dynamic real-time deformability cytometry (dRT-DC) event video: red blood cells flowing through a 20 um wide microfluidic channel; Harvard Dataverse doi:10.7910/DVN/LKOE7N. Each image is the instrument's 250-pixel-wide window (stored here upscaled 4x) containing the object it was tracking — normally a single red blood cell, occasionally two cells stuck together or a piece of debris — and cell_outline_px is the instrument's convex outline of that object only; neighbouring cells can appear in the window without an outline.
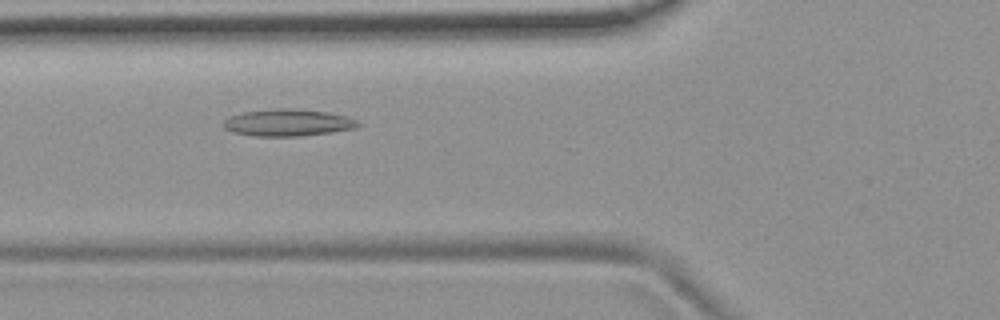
{"species": "common noctule bat (a hibernating species)", "species_latin": "Nyctalus noctula", "temperature_condition": "room temperature", "stored_images_in_passage": 8, "camera_frame_rate_fps": 3000, "um_per_image_px": 0.085, "animal": {"sex": "female", "body_mass_g": 19.9}, "frame": {"image": 1, "passage_image": 3, "time_ms": 0.667, "image_size_px": [1000, 320], "cell_outline_px": [[360, 124], [352, 128], [328, 132], [300, 136], [256, 136], [232, 132], [224, 128], [224, 120], [228, 116], [240, 112], [276, 108], [284, 108], [324, 112], [348, 116], [356, 120]], "centroid_in_image_um": [24.38, 10.42], "position_along_channel_um": 101.4, "area_um2": 20.87}}
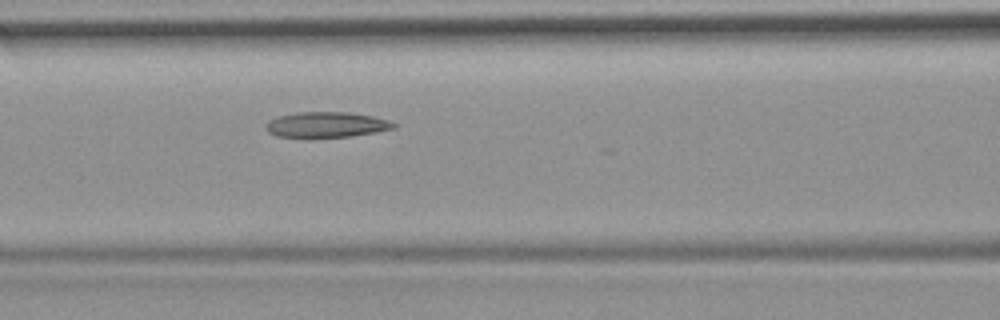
{"frame": {"image": 2, "passage_image": 6, "time_ms": 1.667, "image_size_px": [1000, 320], "cell_outline_px": [[396, 128], [376, 132], [348, 136], [308, 140], [276, 136], [268, 132], [264, 128], [268, 120], [276, 116], [296, 112], [348, 112], [372, 116], [388, 120], [396, 124]], "centroid_in_image_um": [27.65, 10.63], "position_along_channel_um": 139.0, "area_um2": 19.77}}